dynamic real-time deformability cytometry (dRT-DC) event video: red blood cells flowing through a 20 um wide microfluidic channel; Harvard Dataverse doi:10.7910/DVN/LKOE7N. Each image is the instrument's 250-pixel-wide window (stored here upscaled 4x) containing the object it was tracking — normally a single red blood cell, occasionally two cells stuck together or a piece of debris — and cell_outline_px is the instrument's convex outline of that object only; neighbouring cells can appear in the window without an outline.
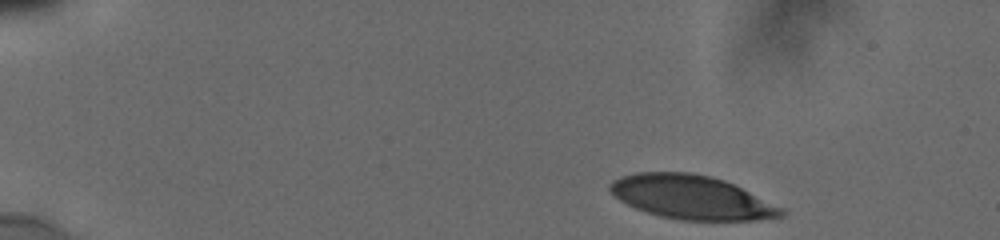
{"species": "human", "species_latin": "Homo sapiens", "temperature_condition": "cold", "stored_images_in_passage": 6, "camera_frame_rate_fps": 3000, "um_per_image_px": 0.085, "donor": {"sex": "male"}, "frame": {"image": 1, "passage_image": 1, "time_ms": 0.0, "image_size_px": [1000, 240], "cell_outline_px": [[788, 212], [784, 216], [756, 220], [680, 220], [660, 216], [636, 208], [620, 200], [608, 188], [608, 184], [612, 180], [620, 176], [636, 172], [692, 172], [724, 180], [788, 208]], "centroid_in_image_um": [58.86, 16.77], "position_along_channel_um": 26.1, "area_um2": 44.1}}
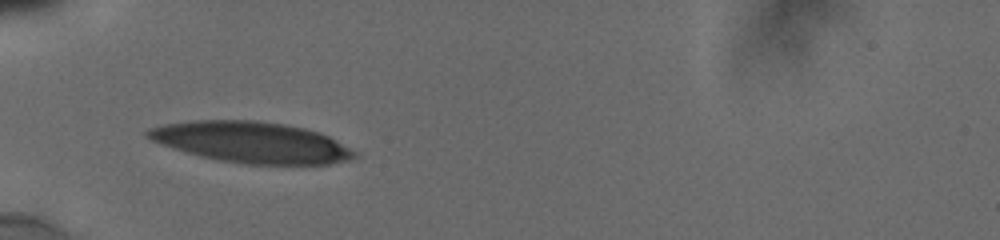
{"frame": {"image": 2, "passage_image": 5, "time_ms": 3.667, "image_size_px": [1000, 240], "cell_outline_px": [[360, 156], [348, 160], [328, 164], [244, 164], [220, 160], [200, 156], [172, 148], [152, 140], [144, 136], [144, 132], [148, 128], [164, 124], [192, 120], [256, 120], [284, 124], [304, 128], [320, 132], [336, 140], [356, 152]], "centroid_in_image_um": [21.35, 12.08], "position_along_channel_um": 63.6, "area_um2": 49.42}}